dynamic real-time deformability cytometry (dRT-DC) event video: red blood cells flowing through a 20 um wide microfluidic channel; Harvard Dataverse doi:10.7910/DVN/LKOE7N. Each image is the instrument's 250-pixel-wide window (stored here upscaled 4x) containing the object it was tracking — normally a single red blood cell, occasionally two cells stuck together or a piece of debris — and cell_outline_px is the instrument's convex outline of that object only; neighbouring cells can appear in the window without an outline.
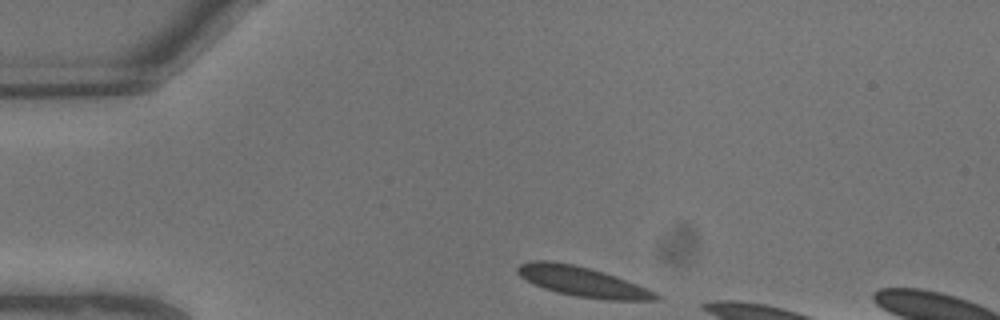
{"species": "common noctule bat (a hibernating species)", "species_latin": "Nyctalus noctula", "temperature_condition": "warm", "stored_images_in_passage": 3, "camera_frame_rate_fps": 3000, "um_per_image_px": 0.085, "animal": {"sex": "male", "body_mass_g": 13.3}, "frame": {"image": 1, "passage_image": 1, "time_ms": 0.0, "image_size_px": [1000, 320], "cell_outline_px": [[660, 300], [608, 300], [576, 296], [556, 292], [544, 288], [520, 276], [516, 272], [516, 268], [520, 264], [532, 260], [548, 260], [572, 264], [604, 272], [616, 276], [636, 284], [660, 296]], "centroid_in_image_um": [49.47, 23.93], "position_along_channel_um": 35.5, "area_um2": 23.7}}